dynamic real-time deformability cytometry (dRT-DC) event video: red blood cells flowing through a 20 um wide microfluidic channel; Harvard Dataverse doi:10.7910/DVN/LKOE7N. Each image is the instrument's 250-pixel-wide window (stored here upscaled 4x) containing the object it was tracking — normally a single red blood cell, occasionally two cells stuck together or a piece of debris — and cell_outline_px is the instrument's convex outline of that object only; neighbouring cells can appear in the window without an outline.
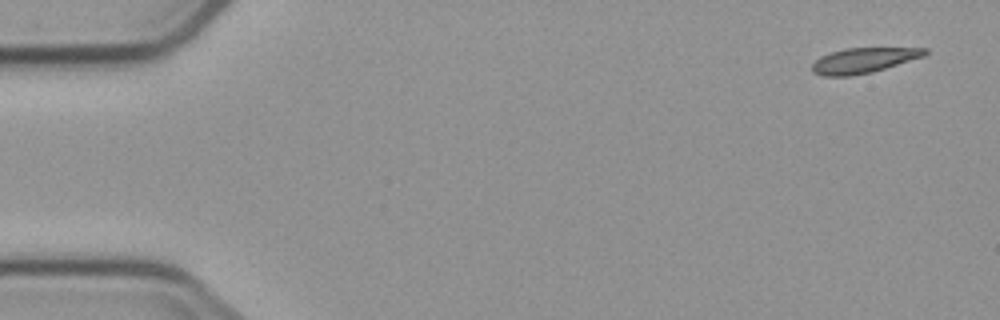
{"species": "common noctule bat (a hibernating species)", "species_latin": "Nyctalus noctula", "temperature_condition": "cold", "stored_images_in_passage": 5, "segment_of_instrument_passage": [1, 2], "camera_frame_rate_fps": 3000, "um_per_image_px": 0.085, "animal": {"sex": "male", "body_mass_g": 23.1, "forearm_length_mm": 52.7}, "frame": {"image": 1, "passage_image": 1, "time_ms": 0.0, "image_size_px": [1000, 320], "cell_outline_px": [[928, 52], [924, 56], [872, 72], [848, 76], [824, 76], [812, 72], [812, 64], [820, 56], [844, 48], [928, 48]], "centroid_in_image_um": [73.38, 5.13], "position_along_channel_um": 11.6, "area_um2": 16.42}}